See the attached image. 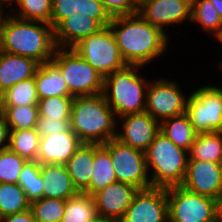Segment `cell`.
<instances>
[{
	"label": "cell",
	"mask_w": 222,
	"mask_h": 222,
	"mask_svg": "<svg viewBox=\"0 0 222 222\" xmlns=\"http://www.w3.org/2000/svg\"><path fill=\"white\" fill-rule=\"evenodd\" d=\"M4 12H0V23H1V20H2V18H3V16H4Z\"/></svg>",
	"instance_id": "cell-49"
},
{
	"label": "cell",
	"mask_w": 222,
	"mask_h": 222,
	"mask_svg": "<svg viewBox=\"0 0 222 222\" xmlns=\"http://www.w3.org/2000/svg\"><path fill=\"white\" fill-rule=\"evenodd\" d=\"M70 129V120H53L45 116H39L36 130L40 137L50 134L67 132Z\"/></svg>",
	"instance_id": "cell-38"
},
{
	"label": "cell",
	"mask_w": 222,
	"mask_h": 222,
	"mask_svg": "<svg viewBox=\"0 0 222 222\" xmlns=\"http://www.w3.org/2000/svg\"><path fill=\"white\" fill-rule=\"evenodd\" d=\"M39 63L34 59L0 51V92L16 83L34 77Z\"/></svg>",
	"instance_id": "cell-20"
},
{
	"label": "cell",
	"mask_w": 222,
	"mask_h": 222,
	"mask_svg": "<svg viewBox=\"0 0 222 222\" xmlns=\"http://www.w3.org/2000/svg\"><path fill=\"white\" fill-rule=\"evenodd\" d=\"M0 222H36L31 209L0 218Z\"/></svg>",
	"instance_id": "cell-40"
},
{
	"label": "cell",
	"mask_w": 222,
	"mask_h": 222,
	"mask_svg": "<svg viewBox=\"0 0 222 222\" xmlns=\"http://www.w3.org/2000/svg\"><path fill=\"white\" fill-rule=\"evenodd\" d=\"M222 19V0H210Z\"/></svg>",
	"instance_id": "cell-43"
},
{
	"label": "cell",
	"mask_w": 222,
	"mask_h": 222,
	"mask_svg": "<svg viewBox=\"0 0 222 222\" xmlns=\"http://www.w3.org/2000/svg\"><path fill=\"white\" fill-rule=\"evenodd\" d=\"M26 159L9 148L0 150V183L18 184Z\"/></svg>",
	"instance_id": "cell-37"
},
{
	"label": "cell",
	"mask_w": 222,
	"mask_h": 222,
	"mask_svg": "<svg viewBox=\"0 0 222 222\" xmlns=\"http://www.w3.org/2000/svg\"><path fill=\"white\" fill-rule=\"evenodd\" d=\"M83 143L71 130L40 138L37 161L40 164H62L73 156Z\"/></svg>",
	"instance_id": "cell-17"
},
{
	"label": "cell",
	"mask_w": 222,
	"mask_h": 222,
	"mask_svg": "<svg viewBox=\"0 0 222 222\" xmlns=\"http://www.w3.org/2000/svg\"><path fill=\"white\" fill-rule=\"evenodd\" d=\"M51 61L61 70L73 97L103 93L104 77L74 48L57 47Z\"/></svg>",
	"instance_id": "cell-6"
},
{
	"label": "cell",
	"mask_w": 222,
	"mask_h": 222,
	"mask_svg": "<svg viewBox=\"0 0 222 222\" xmlns=\"http://www.w3.org/2000/svg\"><path fill=\"white\" fill-rule=\"evenodd\" d=\"M11 14L19 19L50 24L52 0H16V9Z\"/></svg>",
	"instance_id": "cell-34"
},
{
	"label": "cell",
	"mask_w": 222,
	"mask_h": 222,
	"mask_svg": "<svg viewBox=\"0 0 222 222\" xmlns=\"http://www.w3.org/2000/svg\"><path fill=\"white\" fill-rule=\"evenodd\" d=\"M40 169L41 164L37 160L27 161L18 179V185L25 191L31 203L43 198L44 181Z\"/></svg>",
	"instance_id": "cell-33"
},
{
	"label": "cell",
	"mask_w": 222,
	"mask_h": 222,
	"mask_svg": "<svg viewBox=\"0 0 222 222\" xmlns=\"http://www.w3.org/2000/svg\"><path fill=\"white\" fill-rule=\"evenodd\" d=\"M144 154L151 187L167 188L183 183L188 151L179 148L159 132Z\"/></svg>",
	"instance_id": "cell-5"
},
{
	"label": "cell",
	"mask_w": 222,
	"mask_h": 222,
	"mask_svg": "<svg viewBox=\"0 0 222 222\" xmlns=\"http://www.w3.org/2000/svg\"><path fill=\"white\" fill-rule=\"evenodd\" d=\"M139 189L116 181L93 195L98 218L120 221Z\"/></svg>",
	"instance_id": "cell-16"
},
{
	"label": "cell",
	"mask_w": 222,
	"mask_h": 222,
	"mask_svg": "<svg viewBox=\"0 0 222 222\" xmlns=\"http://www.w3.org/2000/svg\"><path fill=\"white\" fill-rule=\"evenodd\" d=\"M56 48L50 24L4 14L0 23V51L29 57L43 64L51 61Z\"/></svg>",
	"instance_id": "cell-2"
},
{
	"label": "cell",
	"mask_w": 222,
	"mask_h": 222,
	"mask_svg": "<svg viewBox=\"0 0 222 222\" xmlns=\"http://www.w3.org/2000/svg\"><path fill=\"white\" fill-rule=\"evenodd\" d=\"M151 0H131L134 7L138 10L141 8L145 3L149 2Z\"/></svg>",
	"instance_id": "cell-45"
},
{
	"label": "cell",
	"mask_w": 222,
	"mask_h": 222,
	"mask_svg": "<svg viewBox=\"0 0 222 222\" xmlns=\"http://www.w3.org/2000/svg\"><path fill=\"white\" fill-rule=\"evenodd\" d=\"M9 131L5 115L0 110V150L9 146Z\"/></svg>",
	"instance_id": "cell-41"
},
{
	"label": "cell",
	"mask_w": 222,
	"mask_h": 222,
	"mask_svg": "<svg viewBox=\"0 0 222 222\" xmlns=\"http://www.w3.org/2000/svg\"><path fill=\"white\" fill-rule=\"evenodd\" d=\"M104 26L90 17H71L62 19L54 28L57 47L73 48L84 38L99 32Z\"/></svg>",
	"instance_id": "cell-19"
},
{
	"label": "cell",
	"mask_w": 222,
	"mask_h": 222,
	"mask_svg": "<svg viewBox=\"0 0 222 222\" xmlns=\"http://www.w3.org/2000/svg\"><path fill=\"white\" fill-rule=\"evenodd\" d=\"M118 119L116 139L144 152L160 132V122L147 112L130 114Z\"/></svg>",
	"instance_id": "cell-13"
},
{
	"label": "cell",
	"mask_w": 222,
	"mask_h": 222,
	"mask_svg": "<svg viewBox=\"0 0 222 222\" xmlns=\"http://www.w3.org/2000/svg\"><path fill=\"white\" fill-rule=\"evenodd\" d=\"M6 7L7 8L10 7V8H8L9 11H8V9H7V11L4 10V9H6ZM15 9H16V0H0V11L11 14Z\"/></svg>",
	"instance_id": "cell-42"
},
{
	"label": "cell",
	"mask_w": 222,
	"mask_h": 222,
	"mask_svg": "<svg viewBox=\"0 0 222 222\" xmlns=\"http://www.w3.org/2000/svg\"><path fill=\"white\" fill-rule=\"evenodd\" d=\"M73 48L103 77L127 65L109 26L84 38Z\"/></svg>",
	"instance_id": "cell-7"
},
{
	"label": "cell",
	"mask_w": 222,
	"mask_h": 222,
	"mask_svg": "<svg viewBox=\"0 0 222 222\" xmlns=\"http://www.w3.org/2000/svg\"><path fill=\"white\" fill-rule=\"evenodd\" d=\"M66 200L41 198L31 203L30 209L36 222H60L64 215Z\"/></svg>",
	"instance_id": "cell-35"
},
{
	"label": "cell",
	"mask_w": 222,
	"mask_h": 222,
	"mask_svg": "<svg viewBox=\"0 0 222 222\" xmlns=\"http://www.w3.org/2000/svg\"><path fill=\"white\" fill-rule=\"evenodd\" d=\"M97 219L93 196L79 192L66 200L64 215L60 222H95Z\"/></svg>",
	"instance_id": "cell-28"
},
{
	"label": "cell",
	"mask_w": 222,
	"mask_h": 222,
	"mask_svg": "<svg viewBox=\"0 0 222 222\" xmlns=\"http://www.w3.org/2000/svg\"><path fill=\"white\" fill-rule=\"evenodd\" d=\"M143 68L126 65L104 77L103 95L117 118L145 112L146 91L151 80L139 74Z\"/></svg>",
	"instance_id": "cell-4"
},
{
	"label": "cell",
	"mask_w": 222,
	"mask_h": 222,
	"mask_svg": "<svg viewBox=\"0 0 222 222\" xmlns=\"http://www.w3.org/2000/svg\"><path fill=\"white\" fill-rule=\"evenodd\" d=\"M40 174L44 181L43 198L67 200L79 193L65 165L41 164Z\"/></svg>",
	"instance_id": "cell-21"
},
{
	"label": "cell",
	"mask_w": 222,
	"mask_h": 222,
	"mask_svg": "<svg viewBox=\"0 0 222 222\" xmlns=\"http://www.w3.org/2000/svg\"><path fill=\"white\" fill-rule=\"evenodd\" d=\"M70 15L97 19L104 27H107L112 19L101 0H52L50 25L53 28Z\"/></svg>",
	"instance_id": "cell-18"
},
{
	"label": "cell",
	"mask_w": 222,
	"mask_h": 222,
	"mask_svg": "<svg viewBox=\"0 0 222 222\" xmlns=\"http://www.w3.org/2000/svg\"><path fill=\"white\" fill-rule=\"evenodd\" d=\"M111 18L138 13L131 0H101Z\"/></svg>",
	"instance_id": "cell-39"
},
{
	"label": "cell",
	"mask_w": 222,
	"mask_h": 222,
	"mask_svg": "<svg viewBox=\"0 0 222 222\" xmlns=\"http://www.w3.org/2000/svg\"><path fill=\"white\" fill-rule=\"evenodd\" d=\"M40 135L36 128L30 130H10L8 148L27 161H36Z\"/></svg>",
	"instance_id": "cell-29"
},
{
	"label": "cell",
	"mask_w": 222,
	"mask_h": 222,
	"mask_svg": "<svg viewBox=\"0 0 222 222\" xmlns=\"http://www.w3.org/2000/svg\"><path fill=\"white\" fill-rule=\"evenodd\" d=\"M186 114L197 133L218 131L222 124V86L202 85L192 90Z\"/></svg>",
	"instance_id": "cell-9"
},
{
	"label": "cell",
	"mask_w": 222,
	"mask_h": 222,
	"mask_svg": "<svg viewBox=\"0 0 222 222\" xmlns=\"http://www.w3.org/2000/svg\"><path fill=\"white\" fill-rule=\"evenodd\" d=\"M73 96H52L38 101L39 116L53 120H70Z\"/></svg>",
	"instance_id": "cell-36"
},
{
	"label": "cell",
	"mask_w": 222,
	"mask_h": 222,
	"mask_svg": "<svg viewBox=\"0 0 222 222\" xmlns=\"http://www.w3.org/2000/svg\"><path fill=\"white\" fill-rule=\"evenodd\" d=\"M191 22L198 23L200 29L216 40L222 34V19L210 0L191 1Z\"/></svg>",
	"instance_id": "cell-27"
},
{
	"label": "cell",
	"mask_w": 222,
	"mask_h": 222,
	"mask_svg": "<svg viewBox=\"0 0 222 222\" xmlns=\"http://www.w3.org/2000/svg\"><path fill=\"white\" fill-rule=\"evenodd\" d=\"M168 222H211L217 218V200L182 185L166 188Z\"/></svg>",
	"instance_id": "cell-8"
},
{
	"label": "cell",
	"mask_w": 222,
	"mask_h": 222,
	"mask_svg": "<svg viewBox=\"0 0 222 222\" xmlns=\"http://www.w3.org/2000/svg\"><path fill=\"white\" fill-rule=\"evenodd\" d=\"M175 81L161 78L152 79L148 84L145 112L158 122L186 112L189 95L183 94L185 91Z\"/></svg>",
	"instance_id": "cell-11"
},
{
	"label": "cell",
	"mask_w": 222,
	"mask_h": 222,
	"mask_svg": "<svg viewBox=\"0 0 222 222\" xmlns=\"http://www.w3.org/2000/svg\"><path fill=\"white\" fill-rule=\"evenodd\" d=\"M102 145L110 153L117 181L139 190L151 187L144 151L125 145L116 138Z\"/></svg>",
	"instance_id": "cell-10"
},
{
	"label": "cell",
	"mask_w": 222,
	"mask_h": 222,
	"mask_svg": "<svg viewBox=\"0 0 222 222\" xmlns=\"http://www.w3.org/2000/svg\"><path fill=\"white\" fill-rule=\"evenodd\" d=\"M217 217L222 220V193L217 200Z\"/></svg>",
	"instance_id": "cell-44"
},
{
	"label": "cell",
	"mask_w": 222,
	"mask_h": 222,
	"mask_svg": "<svg viewBox=\"0 0 222 222\" xmlns=\"http://www.w3.org/2000/svg\"><path fill=\"white\" fill-rule=\"evenodd\" d=\"M188 160L222 164V134L219 131L197 133L188 150Z\"/></svg>",
	"instance_id": "cell-25"
},
{
	"label": "cell",
	"mask_w": 222,
	"mask_h": 222,
	"mask_svg": "<svg viewBox=\"0 0 222 222\" xmlns=\"http://www.w3.org/2000/svg\"><path fill=\"white\" fill-rule=\"evenodd\" d=\"M211 222H222V220L220 219V218H215L213 221H211Z\"/></svg>",
	"instance_id": "cell-48"
},
{
	"label": "cell",
	"mask_w": 222,
	"mask_h": 222,
	"mask_svg": "<svg viewBox=\"0 0 222 222\" xmlns=\"http://www.w3.org/2000/svg\"><path fill=\"white\" fill-rule=\"evenodd\" d=\"M94 144L83 143L66 162L68 174L79 192L90 187L93 172Z\"/></svg>",
	"instance_id": "cell-23"
},
{
	"label": "cell",
	"mask_w": 222,
	"mask_h": 222,
	"mask_svg": "<svg viewBox=\"0 0 222 222\" xmlns=\"http://www.w3.org/2000/svg\"><path fill=\"white\" fill-rule=\"evenodd\" d=\"M9 130H30L36 128L39 112L38 105L0 106Z\"/></svg>",
	"instance_id": "cell-32"
},
{
	"label": "cell",
	"mask_w": 222,
	"mask_h": 222,
	"mask_svg": "<svg viewBox=\"0 0 222 222\" xmlns=\"http://www.w3.org/2000/svg\"><path fill=\"white\" fill-rule=\"evenodd\" d=\"M116 181L117 176L113 170L109 151L102 144H94L93 172L90 178V187L85 193L93 196Z\"/></svg>",
	"instance_id": "cell-24"
},
{
	"label": "cell",
	"mask_w": 222,
	"mask_h": 222,
	"mask_svg": "<svg viewBox=\"0 0 222 222\" xmlns=\"http://www.w3.org/2000/svg\"><path fill=\"white\" fill-rule=\"evenodd\" d=\"M36 82L34 77L20 81L2 93L0 106L37 105Z\"/></svg>",
	"instance_id": "cell-31"
},
{
	"label": "cell",
	"mask_w": 222,
	"mask_h": 222,
	"mask_svg": "<svg viewBox=\"0 0 222 222\" xmlns=\"http://www.w3.org/2000/svg\"><path fill=\"white\" fill-rule=\"evenodd\" d=\"M34 79L39 99L52 96H72L61 70L52 61L39 64Z\"/></svg>",
	"instance_id": "cell-22"
},
{
	"label": "cell",
	"mask_w": 222,
	"mask_h": 222,
	"mask_svg": "<svg viewBox=\"0 0 222 222\" xmlns=\"http://www.w3.org/2000/svg\"><path fill=\"white\" fill-rule=\"evenodd\" d=\"M120 222H168L166 188L139 190Z\"/></svg>",
	"instance_id": "cell-12"
},
{
	"label": "cell",
	"mask_w": 222,
	"mask_h": 222,
	"mask_svg": "<svg viewBox=\"0 0 222 222\" xmlns=\"http://www.w3.org/2000/svg\"><path fill=\"white\" fill-rule=\"evenodd\" d=\"M186 189L218 200L222 193V164L188 160L183 183Z\"/></svg>",
	"instance_id": "cell-15"
},
{
	"label": "cell",
	"mask_w": 222,
	"mask_h": 222,
	"mask_svg": "<svg viewBox=\"0 0 222 222\" xmlns=\"http://www.w3.org/2000/svg\"><path fill=\"white\" fill-rule=\"evenodd\" d=\"M160 132L186 151L190 149L197 135L186 113L161 121Z\"/></svg>",
	"instance_id": "cell-26"
},
{
	"label": "cell",
	"mask_w": 222,
	"mask_h": 222,
	"mask_svg": "<svg viewBox=\"0 0 222 222\" xmlns=\"http://www.w3.org/2000/svg\"><path fill=\"white\" fill-rule=\"evenodd\" d=\"M108 26L127 65L146 67L169 51V35L145 21L139 13L113 17Z\"/></svg>",
	"instance_id": "cell-1"
},
{
	"label": "cell",
	"mask_w": 222,
	"mask_h": 222,
	"mask_svg": "<svg viewBox=\"0 0 222 222\" xmlns=\"http://www.w3.org/2000/svg\"><path fill=\"white\" fill-rule=\"evenodd\" d=\"M95 222H120V221L112 220V219H105V218H98Z\"/></svg>",
	"instance_id": "cell-47"
},
{
	"label": "cell",
	"mask_w": 222,
	"mask_h": 222,
	"mask_svg": "<svg viewBox=\"0 0 222 222\" xmlns=\"http://www.w3.org/2000/svg\"><path fill=\"white\" fill-rule=\"evenodd\" d=\"M31 202L18 184L0 183V218L30 209Z\"/></svg>",
	"instance_id": "cell-30"
},
{
	"label": "cell",
	"mask_w": 222,
	"mask_h": 222,
	"mask_svg": "<svg viewBox=\"0 0 222 222\" xmlns=\"http://www.w3.org/2000/svg\"><path fill=\"white\" fill-rule=\"evenodd\" d=\"M191 1L151 0L139 8L138 13L145 21L168 35L167 30L170 25L177 26L185 21L191 23Z\"/></svg>",
	"instance_id": "cell-14"
},
{
	"label": "cell",
	"mask_w": 222,
	"mask_h": 222,
	"mask_svg": "<svg viewBox=\"0 0 222 222\" xmlns=\"http://www.w3.org/2000/svg\"><path fill=\"white\" fill-rule=\"evenodd\" d=\"M118 118L103 93L73 98L70 128L82 143L103 144L117 136Z\"/></svg>",
	"instance_id": "cell-3"
},
{
	"label": "cell",
	"mask_w": 222,
	"mask_h": 222,
	"mask_svg": "<svg viewBox=\"0 0 222 222\" xmlns=\"http://www.w3.org/2000/svg\"><path fill=\"white\" fill-rule=\"evenodd\" d=\"M216 41L220 42V45L222 44V34L216 39ZM218 65H216V68H219L220 70L222 69V60H220V62L218 61L217 63Z\"/></svg>",
	"instance_id": "cell-46"
},
{
	"label": "cell",
	"mask_w": 222,
	"mask_h": 222,
	"mask_svg": "<svg viewBox=\"0 0 222 222\" xmlns=\"http://www.w3.org/2000/svg\"><path fill=\"white\" fill-rule=\"evenodd\" d=\"M218 131L222 134V124H221V127Z\"/></svg>",
	"instance_id": "cell-50"
}]
</instances>
